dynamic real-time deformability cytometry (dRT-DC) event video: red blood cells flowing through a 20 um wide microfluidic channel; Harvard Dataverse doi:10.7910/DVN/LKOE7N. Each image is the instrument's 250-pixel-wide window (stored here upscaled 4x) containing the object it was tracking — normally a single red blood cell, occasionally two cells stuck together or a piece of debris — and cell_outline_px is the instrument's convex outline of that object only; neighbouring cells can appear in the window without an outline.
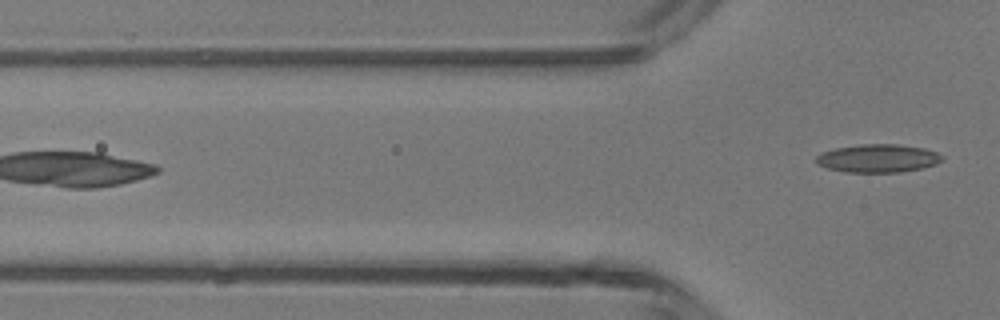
{"species": "common noctule bat (a hibernating species)", "species_latin": "Nyctalus noctula", "temperature_condition": "room temperature", "stored_images_in_passage": 4, "camera_frame_rate_fps": 3000, "um_per_image_px": 0.085, "animal": {"sex": "male", "body_mass_g": 13.3}, "frame": {"image": 1, "passage_image": 4, "time_ms": 3.667, "image_size_px": [1000, 320], "cell_outline_px": [[944, 156], [936, 164], [924, 168], [900, 172], [844, 172], [828, 168], [816, 164], [816, 156], [820, 152], [836, 148], [860, 144], [896, 144], [924, 148], [936, 152]], "centroid_in_image_um": [74.61, 13.46], "position_along_channel_um": 51.2, "area_um2": 20.75}}